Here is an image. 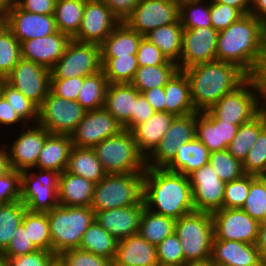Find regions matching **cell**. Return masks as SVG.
I'll use <instances>...</instances> for the list:
<instances>
[{
  "label": "cell",
  "mask_w": 266,
  "mask_h": 266,
  "mask_svg": "<svg viewBox=\"0 0 266 266\" xmlns=\"http://www.w3.org/2000/svg\"><path fill=\"white\" fill-rule=\"evenodd\" d=\"M144 201L138 205L108 209L95 213L96 222L117 241L138 234Z\"/></svg>",
  "instance_id": "23"
},
{
  "label": "cell",
  "mask_w": 266,
  "mask_h": 266,
  "mask_svg": "<svg viewBox=\"0 0 266 266\" xmlns=\"http://www.w3.org/2000/svg\"><path fill=\"white\" fill-rule=\"evenodd\" d=\"M110 10L119 18L124 21L134 10L140 0H102Z\"/></svg>",
  "instance_id": "62"
},
{
  "label": "cell",
  "mask_w": 266,
  "mask_h": 266,
  "mask_svg": "<svg viewBox=\"0 0 266 266\" xmlns=\"http://www.w3.org/2000/svg\"><path fill=\"white\" fill-rule=\"evenodd\" d=\"M156 111L147 99L140 93L135 100V113L131 117V130L138 124L147 121Z\"/></svg>",
  "instance_id": "61"
},
{
  "label": "cell",
  "mask_w": 266,
  "mask_h": 266,
  "mask_svg": "<svg viewBox=\"0 0 266 266\" xmlns=\"http://www.w3.org/2000/svg\"><path fill=\"white\" fill-rule=\"evenodd\" d=\"M183 30L184 28L179 20L178 22L158 27L144 37L157 46L168 61L176 63L179 68Z\"/></svg>",
  "instance_id": "34"
},
{
  "label": "cell",
  "mask_w": 266,
  "mask_h": 266,
  "mask_svg": "<svg viewBox=\"0 0 266 266\" xmlns=\"http://www.w3.org/2000/svg\"><path fill=\"white\" fill-rule=\"evenodd\" d=\"M195 211L213 213L223 208L226 182L221 180L210 164L188 175Z\"/></svg>",
  "instance_id": "16"
},
{
  "label": "cell",
  "mask_w": 266,
  "mask_h": 266,
  "mask_svg": "<svg viewBox=\"0 0 266 266\" xmlns=\"http://www.w3.org/2000/svg\"><path fill=\"white\" fill-rule=\"evenodd\" d=\"M15 232L16 234L14 235V238L11 240L8 247L1 253L5 259L15 258L38 250L29 240L27 231H25L22 224Z\"/></svg>",
  "instance_id": "57"
},
{
  "label": "cell",
  "mask_w": 266,
  "mask_h": 266,
  "mask_svg": "<svg viewBox=\"0 0 266 266\" xmlns=\"http://www.w3.org/2000/svg\"><path fill=\"white\" fill-rule=\"evenodd\" d=\"M32 244L40 250L52 252L49 220L46 212L26 210L22 223Z\"/></svg>",
  "instance_id": "43"
},
{
  "label": "cell",
  "mask_w": 266,
  "mask_h": 266,
  "mask_svg": "<svg viewBox=\"0 0 266 266\" xmlns=\"http://www.w3.org/2000/svg\"><path fill=\"white\" fill-rule=\"evenodd\" d=\"M83 82L84 77L50 79V91L59 97L76 101Z\"/></svg>",
  "instance_id": "58"
},
{
  "label": "cell",
  "mask_w": 266,
  "mask_h": 266,
  "mask_svg": "<svg viewBox=\"0 0 266 266\" xmlns=\"http://www.w3.org/2000/svg\"><path fill=\"white\" fill-rule=\"evenodd\" d=\"M54 257L53 252L38 249L26 255L8 258L6 261L7 266H47Z\"/></svg>",
  "instance_id": "59"
},
{
  "label": "cell",
  "mask_w": 266,
  "mask_h": 266,
  "mask_svg": "<svg viewBox=\"0 0 266 266\" xmlns=\"http://www.w3.org/2000/svg\"><path fill=\"white\" fill-rule=\"evenodd\" d=\"M95 185L94 182L65 170L59 178V205L91 207Z\"/></svg>",
  "instance_id": "30"
},
{
  "label": "cell",
  "mask_w": 266,
  "mask_h": 266,
  "mask_svg": "<svg viewBox=\"0 0 266 266\" xmlns=\"http://www.w3.org/2000/svg\"><path fill=\"white\" fill-rule=\"evenodd\" d=\"M245 174L261 176L266 171V127L259 133L243 162Z\"/></svg>",
  "instance_id": "51"
},
{
  "label": "cell",
  "mask_w": 266,
  "mask_h": 266,
  "mask_svg": "<svg viewBox=\"0 0 266 266\" xmlns=\"http://www.w3.org/2000/svg\"><path fill=\"white\" fill-rule=\"evenodd\" d=\"M35 125L29 127L27 124L24 126V130L13 141L14 143L11 144V147L9 148V145L5 146L10 166L18 172L35 168L39 153L49 134L40 124L36 123Z\"/></svg>",
  "instance_id": "20"
},
{
  "label": "cell",
  "mask_w": 266,
  "mask_h": 266,
  "mask_svg": "<svg viewBox=\"0 0 266 266\" xmlns=\"http://www.w3.org/2000/svg\"><path fill=\"white\" fill-rule=\"evenodd\" d=\"M0 93L19 117L28 124V121H38V106L26 98L19 90L9 85L5 80H0ZM33 119V120H32Z\"/></svg>",
  "instance_id": "47"
},
{
  "label": "cell",
  "mask_w": 266,
  "mask_h": 266,
  "mask_svg": "<svg viewBox=\"0 0 266 266\" xmlns=\"http://www.w3.org/2000/svg\"><path fill=\"white\" fill-rule=\"evenodd\" d=\"M185 266H216L215 263L212 261L211 258L203 261H192L187 262Z\"/></svg>",
  "instance_id": "70"
},
{
  "label": "cell",
  "mask_w": 266,
  "mask_h": 266,
  "mask_svg": "<svg viewBox=\"0 0 266 266\" xmlns=\"http://www.w3.org/2000/svg\"><path fill=\"white\" fill-rule=\"evenodd\" d=\"M175 117L165 111H157L147 121L136 125L131 130L138 150L145 157H148L159 145Z\"/></svg>",
  "instance_id": "28"
},
{
  "label": "cell",
  "mask_w": 266,
  "mask_h": 266,
  "mask_svg": "<svg viewBox=\"0 0 266 266\" xmlns=\"http://www.w3.org/2000/svg\"><path fill=\"white\" fill-rule=\"evenodd\" d=\"M208 163L224 182H230L245 175L243 163L231 155L227 149L210 152Z\"/></svg>",
  "instance_id": "48"
},
{
  "label": "cell",
  "mask_w": 266,
  "mask_h": 266,
  "mask_svg": "<svg viewBox=\"0 0 266 266\" xmlns=\"http://www.w3.org/2000/svg\"><path fill=\"white\" fill-rule=\"evenodd\" d=\"M18 122L22 123L23 127L27 125L0 93V124L7 126L12 124L16 125Z\"/></svg>",
  "instance_id": "63"
},
{
  "label": "cell",
  "mask_w": 266,
  "mask_h": 266,
  "mask_svg": "<svg viewBox=\"0 0 266 266\" xmlns=\"http://www.w3.org/2000/svg\"><path fill=\"white\" fill-rule=\"evenodd\" d=\"M143 193L144 173L107 174L95 185L91 209L97 213L138 205L143 202Z\"/></svg>",
  "instance_id": "6"
},
{
  "label": "cell",
  "mask_w": 266,
  "mask_h": 266,
  "mask_svg": "<svg viewBox=\"0 0 266 266\" xmlns=\"http://www.w3.org/2000/svg\"><path fill=\"white\" fill-rule=\"evenodd\" d=\"M102 70L108 83H131L139 67L136 54L119 57H101Z\"/></svg>",
  "instance_id": "41"
},
{
  "label": "cell",
  "mask_w": 266,
  "mask_h": 266,
  "mask_svg": "<svg viewBox=\"0 0 266 266\" xmlns=\"http://www.w3.org/2000/svg\"><path fill=\"white\" fill-rule=\"evenodd\" d=\"M49 220L52 252L58 256L62 252L78 249L88 227L96 221L91 207L57 205L46 212Z\"/></svg>",
  "instance_id": "5"
},
{
  "label": "cell",
  "mask_w": 266,
  "mask_h": 266,
  "mask_svg": "<svg viewBox=\"0 0 266 266\" xmlns=\"http://www.w3.org/2000/svg\"><path fill=\"white\" fill-rule=\"evenodd\" d=\"M65 266H113V261L93 253L72 249L58 255Z\"/></svg>",
  "instance_id": "53"
},
{
  "label": "cell",
  "mask_w": 266,
  "mask_h": 266,
  "mask_svg": "<svg viewBox=\"0 0 266 266\" xmlns=\"http://www.w3.org/2000/svg\"><path fill=\"white\" fill-rule=\"evenodd\" d=\"M139 94L130 83H109L106 91L104 108L129 131L132 113H135V100Z\"/></svg>",
  "instance_id": "27"
},
{
  "label": "cell",
  "mask_w": 266,
  "mask_h": 266,
  "mask_svg": "<svg viewBox=\"0 0 266 266\" xmlns=\"http://www.w3.org/2000/svg\"><path fill=\"white\" fill-rule=\"evenodd\" d=\"M265 108L266 77L250 76L233 92L225 94L209 111L217 119L240 126L253 120Z\"/></svg>",
  "instance_id": "4"
},
{
  "label": "cell",
  "mask_w": 266,
  "mask_h": 266,
  "mask_svg": "<svg viewBox=\"0 0 266 266\" xmlns=\"http://www.w3.org/2000/svg\"><path fill=\"white\" fill-rule=\"evenodd\" d=\"M255 177V175L245 174L238 179L226 182L223 208L241 209L247 199L250 183Z\"/></svg>",
  "instance_id": "50"
},
{
  "label": "cell",
  "mask_w": 266,
  "mask_h": 266,
  "mask_svg": "<svg viewBox=\"0 0 266 266\" xmlns=\"http://www.w3.org/2000/svg\"><path fill=\"white\" fill-rule=\"evenodd\" d=\"M265 127L266 108L253 120L239 126L236 136L227 147L228 152L243 163L259 133Z\"/></svg>",
  "instance_id": "36"
},
{
  "label": "cell",
  "mask_w": 266,
  "mask_h": 266,
  "mask_svg": "<svg viewBox=\"0 0 266 266\" xmlns=\"http://www.w3.org/2000/svg\"><path fill=\"white\" fill-rule=\"evenodd\" d=\"M86 112L77 101L67 100L50 91L38 107L37 123L49 133L71 135Z\"/></svg>",
  "instance_id": "11"
},
{
  "label": "cell",
  "mask_w": 266,
  "mask_h": 266,
  "mask_svg": "<svg viewBox=\"0 0 266 266\" xmlns=\"http://www.w3.org/2000/svg\"><path fill=\"white\" fill-rule=\"evenodd\" d=\"M120 22L102 0H85L81 26L72 39L100 45Z\"/></svg>",
  "instance_id": "17"
},
{
  "label": "cell",
  "mask_w": 266,
  "mask_h": 266,
  "mask_svg": "<svg viewBox=\"0 0 266 266\" xmlns=\"http://www.w3.org/2000/svg\"><path fill=\"white\" fill-rule=\"evenodd\" d=\"M195 137L196 112L176 116L159 145L146 157V167L165 168L175 158L177 148Z\"/></svg>",
  "instance_id": "14"
},
{
  "label": "cell",
  "mask_w": 266,
  "mask_h": 266,
  "mask_svg": "<svg viewBox=\"0 0 266 266\" xmlns=\"http://www.w3.org/2000/svg\"><path fill=\"white\" fill-rule=\"evenodd\" d=\"M206 1L209 4L205 3V6L204 2ZM206 1L187 0L179 3V20L184 29L212 27L210 18V2L209 0Z\"/></svg>",
  "instance_id": "46"
},
{
  "label": "cell",
  "mask_w": 266,
  "mask_h": 266,
  "mask_svg": "<svg viewBox=\"0 0 266 266\" xmlns=\"http://www.w3.org/2000/svg\"><path fill=\"white\" fill-rule=\"evenodd\" d=\"M214 1L237 8L243 15L250 14L252 0H214Z\"/></svg>",
  "instance_id": "66"
},
{
  "label": "cell",
  "mask_w": 266,
  "mask_h": 266,
  "mask_svg": "<svg viewBox=\"0 0 266 266\" xmlns=\"http://www.w3.org/2000/svg\"><path fill=\"white\" fill-rule=\"evenodd\" d=\"M84 6L85 0H56L53 15L57 30L72 39L81 26Z\"/></svg>",
  "instance_id": "38"
},
{
  "label": "cell",
  "mask_w": 266,
  "mask_h": 266,
  "mask_svg": "<svg viewBox=\"0 0 266 266\" xmlns=\"http://www.w3.org/2000/svg\"><path fill=\"white\" fill-rule=\"evenodd\" d=\"M165 112L184 116L196 112L191 100L190 83L183 70H178L164 86Z\"/></svg>",
  "instance_id": "31"
},
{
  "label": "cell",
  "mask_w": 266,
  "mask_h": 266,
  "mask_svg": "<svg viewBox=\"0 0 266 266\" xmlns=\"http://www.w3.org/2000/svg\"><path fill=\"white\" fill-rule=\"evenodd\" d=\"M118 241L94 221L83 234L79 249L114 260Z\"/></svg>",
  "instance_id": "37"
},
{
  "label": "cell",
  "mask_w": 266,
  "mask_h": 266,
  "mask_svg": "<svg viewBox=\"0 0 266 266\" xmlns=\"http://www.w3.org/2000/svg\"><path fill=\"white\" fill-rule=\"evenodd\" d=\"M181 241L184 264L211 258L214 238L211 213L194 211L175 222V232Z\"/></svg>",
  "instance_id": "8"
},
{
  "label": "cell",
  "mask_w": 266,
  "mask_h": 266,
  "mask_svg": "<svg viewBox=\"0 0 266 266\" xmlns=\"http://www.w3.org/2000/svg\"><path fill=\"white\" fill-rule=\"evenodd\" d=\"M107 174L144 173L146 157L138 150L133 133L123 129L92 148Z\"/></svg>",
  "instance_id": "7"
},
{
  "label": "cell",
  "mask_w": 266,
  "mask_h": 266,
  "mask_svg": "<svg viewBox=\"0 0 266 266\" xmlns=\"http://www.w3.org/2000/svg\"><path fill=\"white\" fill-rule=\"evenodd\" d=\"M14 0H0V17L2 19L8 14L9 10L12 8Z\"/></svg>",
  "instance_id": "69"
},
{
  "label": "cell",
  "mask_w": 266,
  "mask_h": 266,
  "mask_svg": "<svg viewBox=\"0 0 266 266\" xmlns=\"http://www.w3.org/2000/svg\"><path fill=\"white\" fill-rule=\"evenodd\" d=\"M21 44L10 29L0 24V80H4L21 59Z\"/></svg>",
  "instance_id": "45"
},
{
  "label": "cell",
  "mask_w": 266,
  "mask_h": 266,
  "mask_svg": "<svg viewBox=\"0 0 266 266\" xmlns=\"http://www.w3.org/2000/svg\"><path fill=\"white\" fill-rule=\"evenodd\" d=\"M256 221L264 222L266 212V181L262 176H256L250 183V190L241 208Z\"/></svg>",
  "instance_id": "49"
},
{
  "label": "cell",
  "mask_w": 266,
  "mask_h": 266,
  "mask_svg": "<svg viewBox=\"0 0 266 266\" xmlns=\"http://www.w3.org/2000/svg\"><path fill=\"white\" fill-rule=\"evenodd\" d=\"M123 129V126L105 108L89 110L71 134V139L73 146L93 148Z\"/></svg>",
  "instance_id": "18"
},
{
  "label": "cell",
  "mask_w": 266,
  "mask_h": 266,
  "mask_svg": "<svg viewBox=\"0 0 266 266\" xmlns=\"http://www.w3.org/2000/svg\"><path fill=\"white\" fill-rule=\"evenodd\" d=\"M216 60L238 65L249 76L266 77V27L252 14L218 34Z\"/></svg>",
  "instance_id": "1"
},
{
  "label": "cell",
  "mask_w": 266,
  "mask_h": 266,
  "mask_svg": "<svg viewBox=\"0 0 266 266\" xmlns=\"http://www.w3.org/2000/svg\"><path fill=\"white\" fill-rule=\"evenodd\" d=\"M0 266H7V261L1 253H0Z\"/></svg>",
  "instance_id": "72"
},
{
  "label": "cell",
  "mask_w": 266,
  "mask_h": 266,
  "mask_svg": "<svg viewBox=\"0 0 266 266\" xmlns=\"http://www.w3.org/2000/svg\"><path fill=\"white\" fill-rule=\"evenodd\" d=\"M101 70L100 45L71 39L64 55L50 69V79L86 77Z\"/></svg>",
  "instance_id": "10"
},
{
  "label": "cell",
  "mask_w": 266,
  "mask_h": 266,
  "mask_svg": "<svg viewBox=\"0 0 266 266\" xmlns=\"http://www.w3.org/2000/svg\"><path fill=\"white\" fill-rule=\"evenodd\" d=\"M239 126L217 119L209 110L196 112V137L210 151L226 150Z\"/></svg>",
  "instance_id": "24"
},
{
  "label": "cell",
  "mask_w": 266,
  "mask_h": 266,
  "mask_svg": "<svg viewBox=\"0 0 266 266\" xmlns=\"http://www.w3.org/2000/svg\"><path fill=\"white\" fill-rule=\"evenodd\" d=\"M255 245L264 260L266 258V222L259 223L258 236Z\"/></svg>",
  "instance_id": "67"
},
{
  "label": "cell",
  "mask_w": 266,
  "mask_h": 266,
  "mask_svg": "<svg viewBox=\"0 0 266 266\" xmlns=\"http://www.w3.org/2000/svg\"><path fill=\"white\" fill-rule=\"evenodd\" d=\"M209 157L210 151L195 137L177 148L175 158L165 168L188 176L208 164Z\"/></svg>",
  "instance_id": "33"
},
{
  "label": "cell",
  "mask_w": 266,
  "mask_h": 266,
  "mask_svg": "<svg viewBox=\"0 0 266 266\" xmlns=\"http://www.w3.org/2000/svg\"><path fill=\"white\" fill-rule=\"evenodd\" d=\"M73 143L71 135L49 133L39 153L34 169L62 173L66 170Z\"/></svg>",
  "instance_id": "29"
},
{
  "label": "cell",
  "mask_w": 266,
  "mask_h": 266,
  "mask_svg": "<svg viewBox=\"0 0 266 266\" xmlns=\"http://www.w3.org/2000/svg\"><path fill=\"white\" fill-rule=\"evenodd\" d=\"M142 94L156 112L165 111L166 94L164 87H154L143 91Z\"/></svg>",
  "instance_id": "64"
},
{
  "label": "cell",
  "mask_w": 266,
  "mask_h": 266,
  "mask_svg": "<svg viewBox=\"0 0 266 266\" xmlns=\"http://www.w3.org/2000/svg\"><path fill=\"white\" fill-rule=\"evenodd\" d=\"M214 238L256 244L259 222L242 209L222 208L211 214Z\"/></svg>",
  "instance_id": "15"
},
{
  "label": "cell",
  "mask_w": 266,
  "mask_h": 266,
  "mask_svg": "<svg viewBox=\"0 0 266 266\" xmlns=\"http://www.w3.org/2000/svg\"><path fill=\"white\" fill-rule=\"evenodd\" d=\"M175 222L173 218L153 213L145 207L138 234L150 244L157 246L175 232Z\"/></svg>",
  "instance_id": "39"
},
{
  "label": "cell",
  "mask_w": 266,
  "mask_h": 266,
  "mask_svg": "<svg viewBox=\"0 0 266 266\" xmlns=\"http://www.w3.org/2000/svg\"><path fill=\"white\" fill-rule=\"evenodd\" d=\"M209 1L212 28L217 32L225 30L228 26L243 16L237 8L215 2L214 0Z\"/></svg>",
  "instance_id": "54"
},
{
  "label": "cell",
  "mask_w": 266,
  "mask_h": 266,
  "mask_svg": "<svg viewBox=\"0 0 266 266\" xmlns=\"http://www.w3.org/2000/svg\"><path fill=\"white\" fill-rule=\"evenodd\" d=\"M218 34L212 27L184 29L179 70L216 60Z\"/></svg>",
  "instance_id": "19"
},
{
  "label": "cell",
  "mask_w": 266,
  "mask_h": 266,
  "mask_svg": "<svg viewBox=\"0 0 266 266\" xmlns=\"http://www.w3.org/2000/svg\"><path fill=\"white\" fill-rule=\"evenodd\" d=\"M211 259L216 266H263L255 244L213 238Z\"/></svg>",
  "instance_id": "25"
},
{
  "label": "cell",
  "mask_w": 266,
  "mask_h": 266,
  "mask_svg": "<svg viewBox=\"0 0 266 266\" xmlns=\"http://www.w3.org/2000/svg\"><path fill=\"white\" fill-rule=\"evenodd\" d=\"M56 0H14V3L22 10L49 15L54 14Z\"/></svg>",
  "instance_id": "60"
},
{
  "label": "cell",
  "mask_w": 266,
  "mask_h": 266,
  "mask_svg": "<svg viewBox=\"0 0 266 266\" xmlns=\"http://www.w3.org/2000/svg\"><path fill=\"white\" fill-rule=\"evenodd\" d=\"M3 23L21 43L56 33V21L53 14L43 15L20 9L15 3L3 19Z\"/></svg>",
  "instance_id": "21"
},
{
  "label": "cell",
  "mask_w": 266,
  "mask_h": 266,
  "mask_svg": "<svg viewBox=\"0 0 266 266\" xmlns=\"http://www.w3.org/2000/svg\"><path fill=\"white\" fill-rule=\"evenodd\" d=\"M179 21L177 0H140L133 12L124 20L143 37L150 31Z\"/></svg>",
  "instance_id": "12"
},
{
  "label": "cell",
  "mask_w": 266,
  "mask_h": 266,
  "mask_svg": "<svg viewBox=\"0 0 266 266\" xmlns=\"http://www.w3.org/2000/svg\"><path fill=\"white\" fill-rule=\"evenodd\" d=\"M66 171L84 177L95 184L107 175L92 148L76 146L71 150Z\"/></svg>",
  "instance_id": "35"
},
{
  "label": "cell",
  "mask_w": 266,
  "mask_h": 266,
  "mask_svg": "<svg viewBox=\"0 0 266 266\" xmlns=\"http://www.w3.org/2000/svg\"><path fill=\"white\" fill-rule=\"evenodd\" d=\"M71 38L59 31L45 37L22 41V59L33 61L48 69L64 55Z\"/></svg>",
  "instance_id": "22"
},
{
  "label": "cell",
  "mask_w": 266,
  "mask_h": 266,
  "mask_svg": "<svg viewBox=\"0 0 266 266\" xmlns=\"http://www.w3.org/2000/svg\"><path fill=\"white\" fill-rule=\"evenodd\" d=\"M11 169L7 148L5 145L2 148L0 146V176L8 173Z\"/></svg>",
  "instance_id": "68"
},
{
  "label": "cell",
  "mask_w": 266,
  "mask_h": 266,
  "mask_svg": "<svg viewBox=\"0 0 266 266\" xmlns=\"http://www.w3.org/2000/svg\"><path fill=\"white\" fill-rule=\"evenodd\" d=\"M113 266H159L156 246L139 234L119 240Z\"/></svg>",
  "instance_id": "26"
},
{
  "label": "cell",
  "mask_w": 266,
  "mask_h": 266,
  "mask_svg": "<svg viewBox=\"0 0 266 266\" xmlns=\"http://www.w3.org/2000/svg\"><path fill=\"white\" fill-rule=\"evenodd\" d=\"M264 222H266V212H264Z\"/></svg>",
  "instance_id": "74"
},
{
  "label": "cell",
  "mask_w": 266,
  "mask_h": 266,
  "mask_svg": "<svg viewBox=\"0 0 266 266\" xmlns=\"http://www.w3.org/2000/svg\"><path fill=\"white\" fill-rule=\"evenodd\" d=\"M250 14L266 27V0H252Z\"/></svg>",
  "instance_id": "65"
},
{
  "label": "cell",
  "mask_w": 266,
  "mask_h": 266,
  "mask_svg": "<svg viewBox=\"0 0 266 266\" xmlns=\"http://www.w3.org/2000/svg\"><path fill=\"white\" fill-rule=\"evenodd\" d=\"M108 84L103 70L84 77V82L76 101L86 111L104 108Z\"/></svg>",
  "instance_id": "40"
},
{
  "label": "cell",
  "mask_w": 266,
  "mask_h": 266,
  "mask_svg": "<svg viewBox=\"0 0 266 266\" xmlns=\"http://www.w3.org/2000/svg\"><path fill=\"white\" fill-rule=\"evenodd\" d=\"M136 60L139 67L147 65H177L174 62L168 61L167 58L162 54L161 50L145 37H142L140 42L139 49L136 54Z\"/></svg>",
  "instance_id": "56"
},
{
  "label": "cell",
  "mask_w": 266,
  "mask_h": 266,
  "mask_svg": "<svg viewBox=\"0 0 266 266\" xmlns=\"http://www.w3.org/2000/svg\"><path fill=\"white\" fill-rule=\"evenodd\" d=\"M263 266H266V258L264 259Z\"/></svg>",
  "instance_id": "75"
},
{
  "label": "cell",
  "mask_w": 266,
  "mask_h": 266,
  "mask_svg": "<svg viewBox=\"0 0 266 266\" xmlns=\"http://www.w3.org/2000/svg\"><path fill=\"white\" fill-rule=\"evenodd\" d=\"M38 171L37 174L32 169L21 172L20 201L29 211L48 212L59 205L60 173L43 169Z\"/></svg>",
  "instance_id": "9"
},
{
  "label": "cell",
  "mask_w": 266,
  "mask_h": 266,
  "mask_svg": "<svg viewBox=\"0 0 266 266\" xmlns=\"http://www.w3.org/2000/svg\"><path fill=\"white\" fill-rule=\"evenodd\" d=\"M261 176L266 181V171Z\"/></svg>",
  "instance_id": "73"
},
{
  "label": "cell",
  "mask_w": 266,
  "mask_h": 266,
  "mask_svg": "<svg viewBox=\"0 0 266 266\" xmlns=\"http://www.w3.org/2000/svg\"><path fill=\"white\" fill-rule=\"evenodd\" d=\"M190 83L191 100L196 112L214 106L225 94L233 92L250 76L238 65L214 60L183 70Z\"/></svg>",
  "instance_id": "3"
},
{
  "label": "cell",
  "mask_w": 266,
  "mask_h": 266,
  "mask_svg": "<svg viewBox=\"0 0 266 266\" xmlns=\"http://www.w3.org/2000/svg\"><path fill=\"white\" fill-rule=\"evenodd\" d=\"M143 201L151 212L174 220L195 211L188 176L166 168H146Z\"/></svg>",
  "instance_id": "2"
},
{
  "label": "cell",
  "mask_w": 266,
  "mask_h": 266,
  "mask_svg": "<svg viewBox=\"0 0 266 266\" xmlns=\"http://www.w3.org/2000/svg\"><path fill=\"white\" fill-rule=\"evenodd\" d=\"M21 197V172L11 169L0 176V205L11 204Z\"/></svg>",
  "instance_id": "55"
},
{
  "label": "cell",
  "mask_w": 266,
  "mask_h": 266,
  "mask_svg": "<svg viewBox=\"0 0 266 266\" xmlns=\"http://www.w3.org/2000/svg\"><path fill=\"white\" fill-rule=\"evenodd\" d=\"M142 35L120 22L100 44L101 57H119L137 54Z\"/></svg>",
  "instance_id": "32"
},
{
  "label": "cell",
  "mask_w": 266,
  "mask_h": 266,
  "mask_svg": "<svg viewBox=\"0 0 266 266\" xmlns=\"http://www.w3.org/2000/svg\"><path fill=\"white\" fill-rule=\"evenodd\" d=\"M50 78V69L21 58L4 80L39 107L50 92Z\"/></svg>",
  "instance_id": "13"
},
{
  "label": "cell",
  "mask_w": 266,
  "mask_h": 266,
  "mask_svg": "<svg viewBox=\"0 0 266 266\" xmlns=\"http://www.w3.org/2000/svg\"><path fill=\"white\" fill-rule=\"evenodd\" d=\"M26 206L20 201L0 205V253L9 245L21 225Z\"/></svg>",
  "instance_id": "44"
},
{
  "label": "cell",
  "mask_w": 266,
  "mask_h": 266,
  "mask_svg": "<svg viewBox=\"0 0 266 266\" xmlns=\"http://www.w3.org/2000/svg\"><path fill=\"white\" fill-rule=\"evenodd\" d=\"M159 266H175L184 264L181 241L175 233L168 236L156 246Z\"/></svg>",
  "instance_id": "52"
},
{
  "label": "cell",
  "mask_w": 266,
  "mask_h": 266,
  "mask_svg": "<svg viewBox=\"0 0 266 266\" xmlns=\"http://www.w3.org/2000/svg\"><path fill=\"white\" fill-rule=\"evenodd\" d=\"M178 70V65L138 67L130 84L140 93L154 87H164Z\"/></svg>",
  "instance_id": "42"
},
{
  "label": "cell",
  "mask_w": 266,
  "mask_h": 266,
  "mask_svg": "<svg viewBox=\"0 0 266 266\" xmlns=\"http://www.w3.org/2000/svg\"><path fill=\"white\" fill-rule=\"evenodd\" d=\"M47 266H65L58 256H55Z\"/></svg>",
  "instance_id": "71"
}]
</instances>
